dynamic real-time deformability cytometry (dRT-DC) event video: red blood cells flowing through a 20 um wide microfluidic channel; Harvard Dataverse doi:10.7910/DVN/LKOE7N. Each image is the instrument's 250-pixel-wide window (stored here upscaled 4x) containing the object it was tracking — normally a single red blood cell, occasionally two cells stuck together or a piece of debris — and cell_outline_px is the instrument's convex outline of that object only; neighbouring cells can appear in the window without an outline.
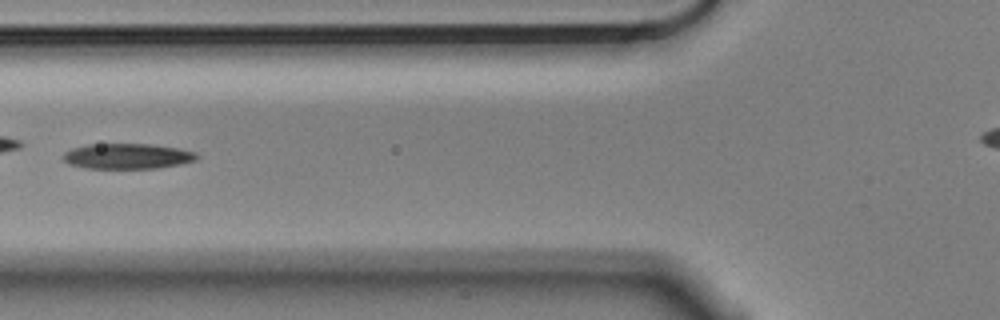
{"species": "Egyptian fruit bat (a non-hibernating species)", "species_latin": "Rousettus aegyptiacus", "temperature_condition": "cold", "stored_images_in_passage": 8, "camera_frame_rate_fps": 3000, "um_per_image_px": 0.085, "animal": {"sex": "male"}, "frame": {"image": 1, "passage_image": 6, "time_ms": 1.667, "image_size_px": [1000, 320], "cell_outline_px": [[200, 156], [196, 160], [180, 164], [156, 168], [84, 168], [68, 164], [64, 160], [64, 152], [72, 148], [88, 144], [148, 144], [180, 148], [196, 152]], "centroid_in_image_um": [10.84, 13.27], "position_along_channel_um": 115.0, "area_um2": 19.83}}
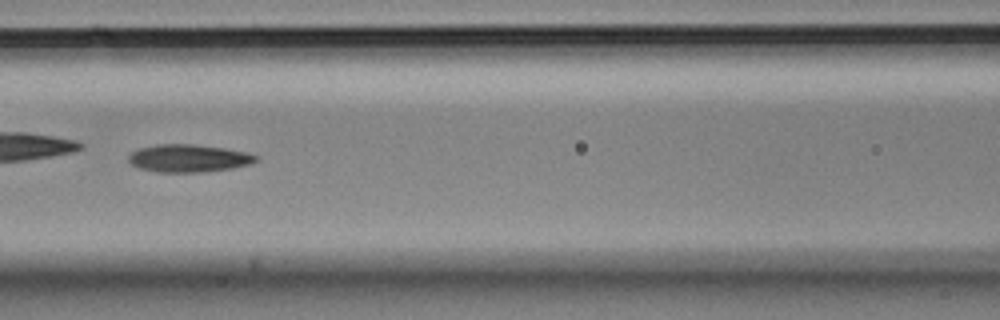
{"frame": {"image": 2, "passage_image": 7, "time_ms": 2.0, "image_size_px": [1000, 320], "cell_outline_px": [[260, 160], [252, 164], [232, 168], [204, 172], [156, 172], [140, 168], [132, 164], [128, 160], [128, 156], [132, 152], [140, 148], [156, 144], [192, 144], [224, 148], [248, 152], [260, 156]], "centroid_in_image_um": [16.09, 13.45], "position_along_channel_um": 150.5, "area_um2": 20.75}}
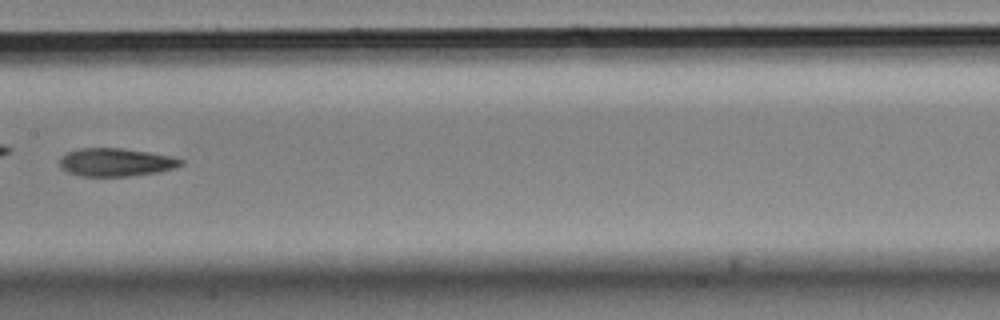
{"frame": {"image": 3, "passage_image": 8, "time_ms": 2.333, "image_size_px": [1000, 320], "cell_outline_px": [[184, 164], [176, 168], [160, 172], [128, 176], [80, 176], [68, 172], [60, 168], [60, 156], [68, 152], [80, 148], [124, 148], [172, 156], [184, 160]], "centroid_in_image_um": [9.87, 13.79], "position_along_channel_um": 197.5, "area_um2": 20.06}}